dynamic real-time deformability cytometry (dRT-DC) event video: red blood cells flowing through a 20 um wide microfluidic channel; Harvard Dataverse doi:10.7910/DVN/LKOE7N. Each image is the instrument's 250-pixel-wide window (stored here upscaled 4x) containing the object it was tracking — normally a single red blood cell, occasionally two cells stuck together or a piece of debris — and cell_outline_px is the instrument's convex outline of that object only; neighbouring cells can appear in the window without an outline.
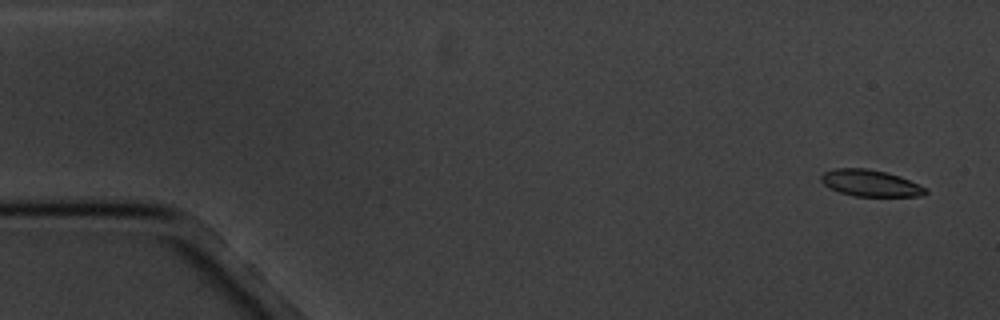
{"species": "common noctule bat (a hibernating species)", "species_latin": "Nyctalus noctula", "temperature_condition": "cold", "stored_images_in_passage": 6, "camera_frame_rate_fps": 3000, "um_per_image_px": 0.085, "animal": {"sex": "male", "body_mass_g": 20.1, "forearm_length_mm": 53.5}, "frame": {"image": 1, "passage_image": 1, "time_ms": 0.0, "image_size_px": [1000, 320], "cell_outline_px": [[928, 192], [924, 196], [852, 196], [828, 188], [820, 180], [820, 176], [824, 172], [836, 168], [868, 168], [888, 172], [900, 176], [928, 188]], "centroid_in_image_um": [74.0, 15.56], "position_along_channel_um": 11.0, "area_um2": 16.42}}